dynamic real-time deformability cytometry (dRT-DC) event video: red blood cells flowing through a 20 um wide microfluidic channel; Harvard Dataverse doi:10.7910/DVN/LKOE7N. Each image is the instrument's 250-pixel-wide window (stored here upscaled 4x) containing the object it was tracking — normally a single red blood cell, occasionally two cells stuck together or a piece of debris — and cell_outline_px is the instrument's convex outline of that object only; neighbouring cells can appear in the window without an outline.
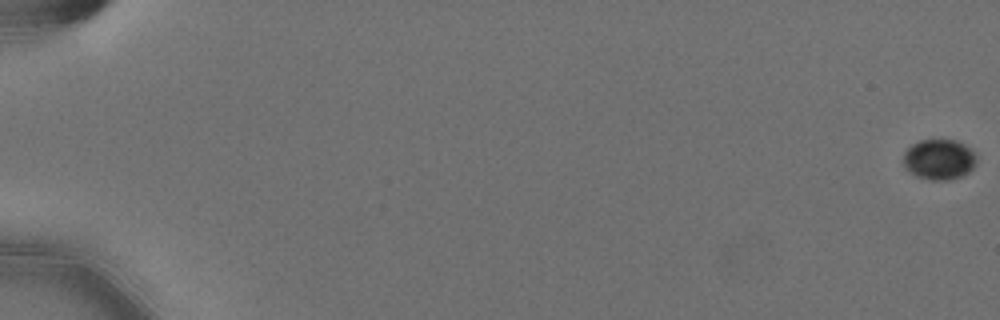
{"species": "Egyptian fruit bat (a non-hibernating species)", "species_latin": "Rousettus aegyptiacus", "temperature_condition": "cold", "stored_images_in_passage": 60, "camera_frame_rate_fps": 3000, "um_per_image_px": 0.085, "animal": {"sex": "female"}, "frame": {"image": 1, "passage_image": 1, "time_ms": 0.0, "image_size_px": [1000, 320], "cell_outline_px": [[976, 164], [964, 176], [948, 180], [928, 180], [916, 176], [908, 172], [904, 168], [904, 152], [912, 144], [920, 140], [956, 140], [972, 148], [976, 156]], "centroid_in_image_um": [79.83, 13.56], "position_along_channel_um": 5.2, "area_um2": 17.51}}
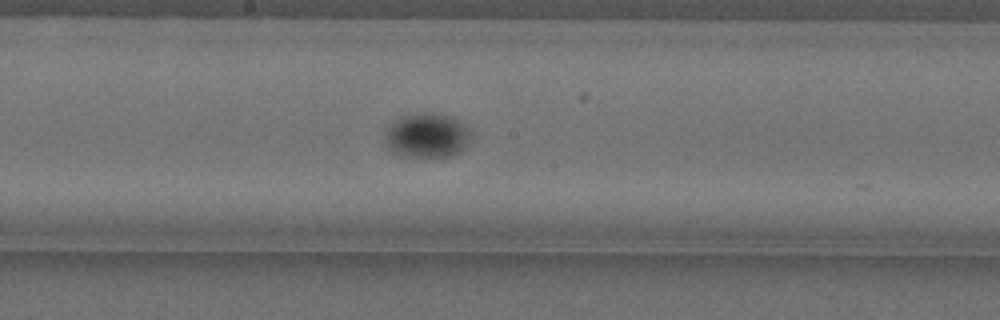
{"frame": {"image": 2, "passage_image": 34, "time_ms": 11.0, "image_size_px": [1000, 320], "cell_outline_px": [[472, 136], [460, 152], [452, 156], [408, 156], [392, 152], [388, 148], [388, 128], [392, 124], [404, 116], [416, 112], [432, 112], [452, 116], [460, 120], [472, 132]], "centroid_in_image_um": [36.38, 11.49], "position_along_channel_um": 211.8, "area_um2": 22.02}}
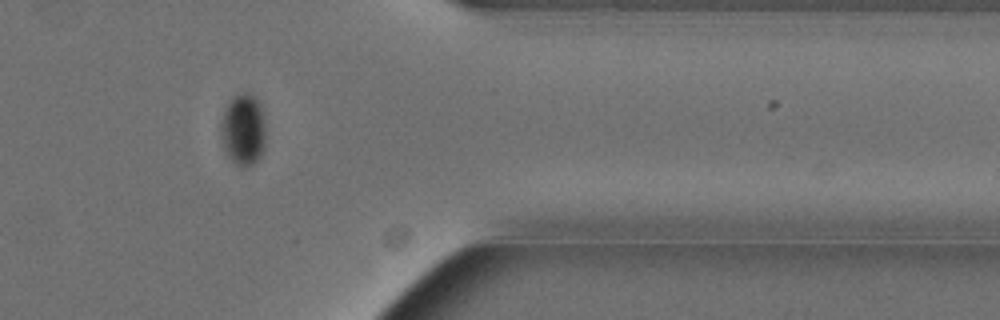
{"frame": {"image": 3, "passage_image": 50, "time_ms": 16.333, "image_size_px": [1000, 320], "cell_outline_px": [[264, 148], [260, 156], [252, 164], [244, 168], [232, 164], [224, 152], [220, 132], [220, 124], [224, 108], [228, 100], [244, 92], [248, 92], [256, 100], [260, 108], [264, 120]], "centroid_in_image_um": [20.62, 11.07], "position_along_channel_um": 390.8, "area_um2": 18.9}, "authors_computed_cell_mechanics": {"area_um2": 19.4497, "velocity_mm_per_s": 3.5806, "shape_relaxation_time_tau1_ms": 5.0233, "shape_relaxation_time_tau2_ms": null, "deformation_change_tau1": 0.032, "deformation_change_tau2": null}}